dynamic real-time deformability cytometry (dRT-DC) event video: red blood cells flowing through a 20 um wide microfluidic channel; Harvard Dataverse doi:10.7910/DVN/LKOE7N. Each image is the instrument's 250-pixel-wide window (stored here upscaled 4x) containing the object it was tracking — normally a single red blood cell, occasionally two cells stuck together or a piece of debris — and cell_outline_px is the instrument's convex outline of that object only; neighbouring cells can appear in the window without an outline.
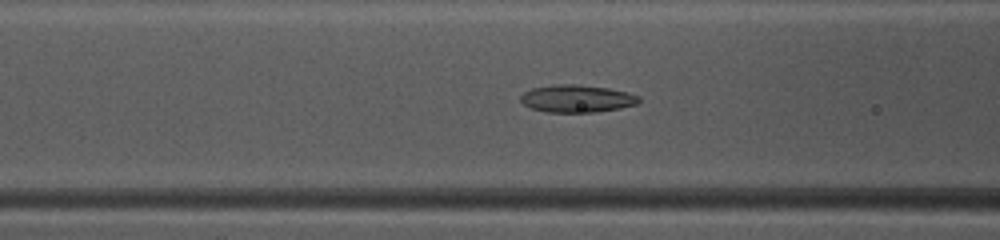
{"species": "common noctule bat (a hibernating species)", "species_latin": "Nyctalus noctula", "temperature_condition": "warm", "stored_images_in_passage": 42, "camera_frame_rate_fps": 3000, "um_per_image_px": 0.085, "animal": {"sex": "female", "body_mass_g": 10.0, "forearm_length_mm": 53.1}, "frame": {"image": 1, "passage_image": 13, "time_ms": 4.0, "image_size_px": [1000, 240], "cell_outline_px": [[640, 100], [636, 104], [620, 108], [596, 112], [548, 112], [532, 108], [524, 104], [520, 100], [520, 96], [524, 92], [532, 88], [556, 84], [576, 84], [608, 88], [628, 92], [640, 96]], "centroid_in_image_um": [49.04, 8.37], "position_along_channel_um": 117.6, "area_um2": 18.9}}
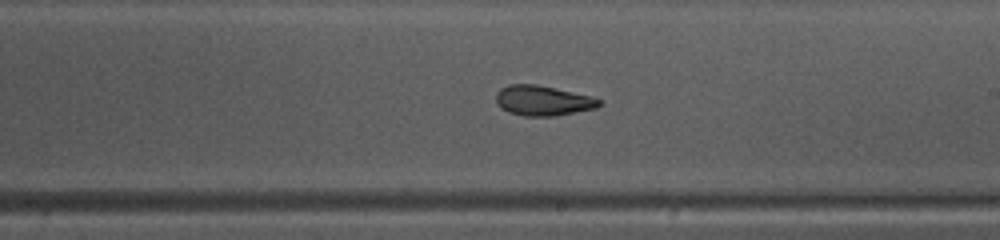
{"frame": {"image": 2, "passage_image": 22, "time_ms": 7.0, "image_size_px": [1000, 240], "cell_outline_px": [[600, 104], [596, 108], [552, 116], [524, 116], [508, 112], [500, 108], [496, 100], [496, 92], [500, 88], [508, 84], [536, 84], [592, 96], [600, 100]], "centroid_in_image_um": [46.1, 8.54], "position_along_channel_um": 242.9, "area_um2": 18.03}}
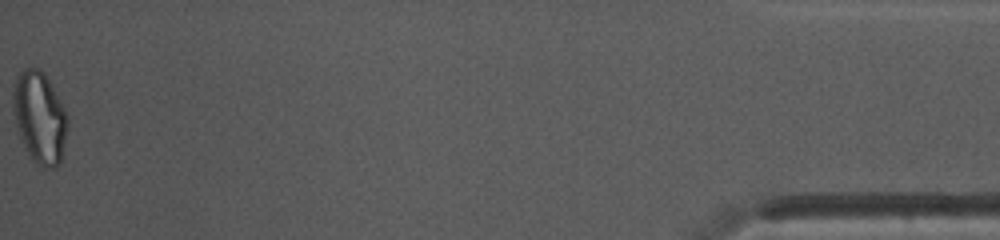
{"frame": {"image": 3, "passage_image": 42, "time_ms": 13.667, "image_size_px": [1000, 240], "cell_outline_px": [[68, 124], [60, 164], [56, 168], [44, 168], [36, 164], [28, 156], [20, 136], [12, 112], [12, 92], [16, 76], [24, 68], [40, 68], [44, 72], [64, 108], [68, 116]], "centroid_in_image_um": [3.35, 9.99], "position_along_channel_um": 431.9, "area_um2": 29.42}, "authors_computed_cell_mechanics": {"area_um2": 19.2763, "velocity_mm_per_s": 4.1666, "shape_relaxation_time_tau1_ms": 7.0605, "shape_relaxation_time_tau2_ms": 1.8819, "deformation_change_tau1": 0.1716, "deformation_change_tau2": 0.0935}}